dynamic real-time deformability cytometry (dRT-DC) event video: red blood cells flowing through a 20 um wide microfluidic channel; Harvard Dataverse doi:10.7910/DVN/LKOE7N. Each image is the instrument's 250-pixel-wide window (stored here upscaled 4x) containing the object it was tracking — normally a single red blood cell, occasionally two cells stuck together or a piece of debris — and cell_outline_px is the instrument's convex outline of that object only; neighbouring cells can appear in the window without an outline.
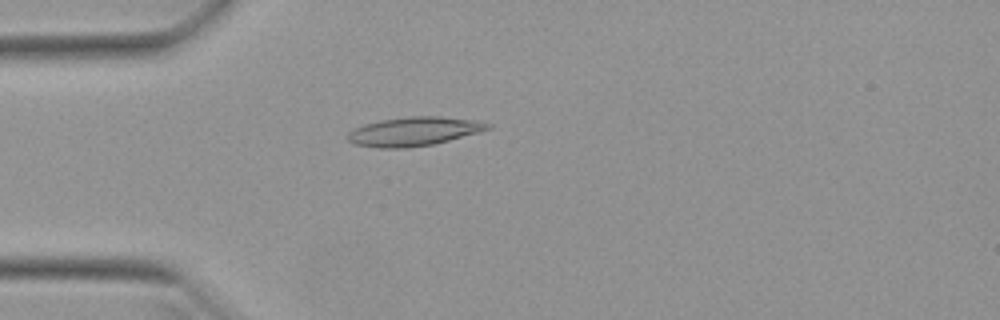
{"species": "Egyptian fruit bat (a non-hibernating species)", "species_latin": "Rousettus aegyptiacus", "temperature_condition": "warm", "stored_images_in_passage": 51, "camera_frame_rate_fps": 3000, "um_per_image_px": 0.085, "animal": {"sex": "female"}, "frame": {"image": 1, "passage_image": 14, "time_ms": 4.333, "image_size_px": [1000, 320], "cell_outline_px": [[492, 128], [480, 132], [432, 144], [408, 148], [376, 148], [352, 144], [348, 140], [348, 132], [352, 128], [364, 124], [380, 120], [412, 116], [440, 116], [476, 120], [492, 124]], "centroid_in_image_um": [35.16, 11.17], "position_along_channel_um": 49.8, "area_um2": 23.76}}
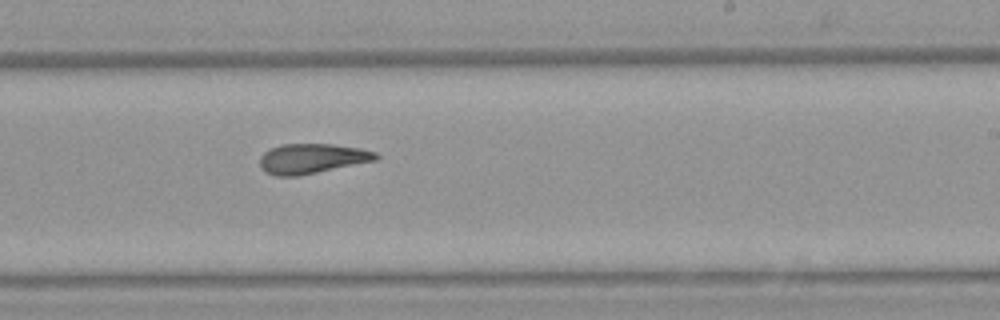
{"frame": {"image": 2, "passage_image": 31, "time_ms": 10.0, "image_size_px": [1000, 320], "cell_outline_px": [[380, 156], [376, 160], [300, 176], [276, 176], [264, 172], [260, 168], [260, 156], [264, 152], [280, 144], [332, 144], [360, 148], [376, 152]], "centroid_in_image_um": [26.5, 13.48], "position_along_channel_um": 262.5, "area_um2": 20.35}}
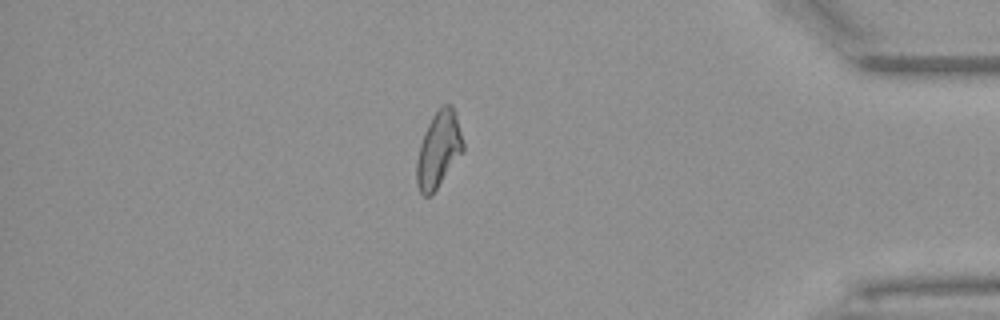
{"frame": {"image": 3, "passage_image": 44, "time_ms": 14.333, "image_size_px": [1000, 320], "cell_outline_px": [[464, 148], [436, 188], [428, 196], [424, 196], [420, 192], [416, 184], [416, 160], [420, 144], [424, 132], [432, 116], [440, 104], [452, 104], [456, 112], [464, 144]], "centroid_in_image_um": [37.26, 12.64], "position_along_channel_um": 397.9, "area_um2": 20.35}, "authors_computed_cell_mechanics": {"area_um2": 20.808, "velocity_mm_per_s": 3.9622, "shape_relaxation_time_tau1_ms": null, "shape_relaxation_time_tau2_ms": 2.3662, "deformation_change_tau1": null, "deformation_change_tau2": 0.1057}}